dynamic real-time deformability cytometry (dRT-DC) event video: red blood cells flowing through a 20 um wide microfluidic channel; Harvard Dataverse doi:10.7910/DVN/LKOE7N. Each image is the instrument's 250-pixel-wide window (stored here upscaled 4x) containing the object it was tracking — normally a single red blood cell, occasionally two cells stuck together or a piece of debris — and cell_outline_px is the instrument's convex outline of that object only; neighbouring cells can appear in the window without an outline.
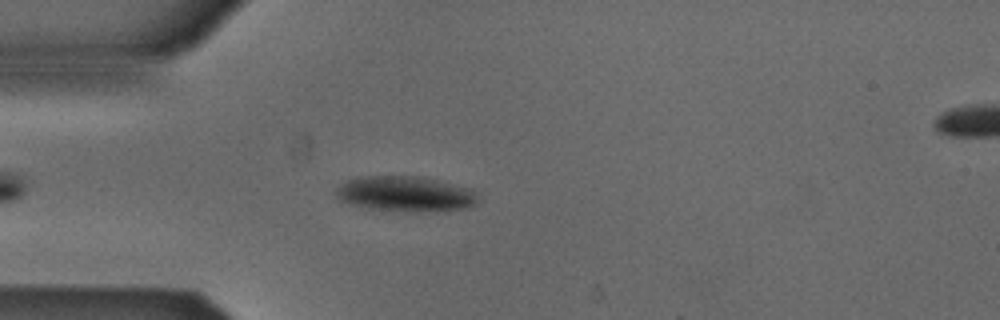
{"species": "Egyptian fruit bat (a non-hibernating species)", "species_latin": "Rousettus aegyptiacus", "temperature_condition": "cold", "stored_images_in_passage": 44, "camera_frame_rate_fps": 3000, "um_per_image_px": 0.085, "animal": {"sex": "male"}, "frame": {"image": 1, "passage_image": 8, "time_ms": 2.333, "image_size_px": [1000, 320], "cell_outline_px": [[476, 204], [468, 208], [444, 212], [404, 212], [368, 208], [352, 204], [340, 200], [336, 196], [336, 188], [340, 184], [348, 180], [360, 176], [420, 176], [468, 188], [476, 192]], "centroid_in_image_um": [34.47, 16.5], "position_along_channel_um": 50.5, "area_um2": 29.54}}
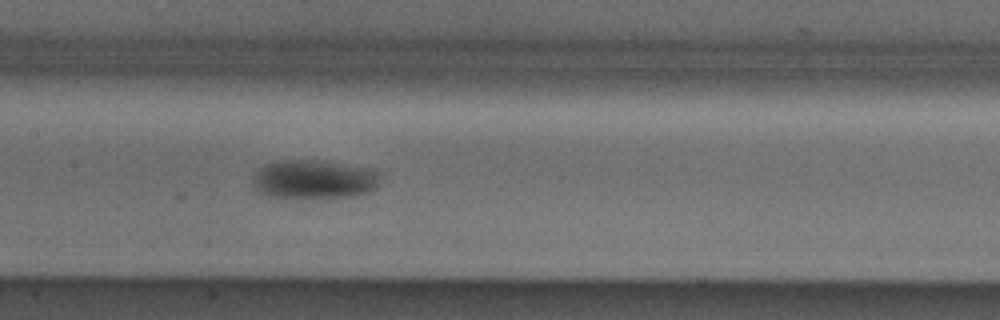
{"frame": {"image": 2, "passage_image": 19, "time_ms": 6.0, "image_size_px": [1000, 320], "cell_outline_px": [[384, 172], [376, 188], [368, 192], [356, 196], [268, 196], [252, 188], [252, 180], [256, 172], [260, 168], [268, 164], [284, 160], [324, 160], [376, 168]], "centroid_in_image_um": [26.8, 15.2], "position_along_channel_um": 180.6, "area_um2": 29.02}}
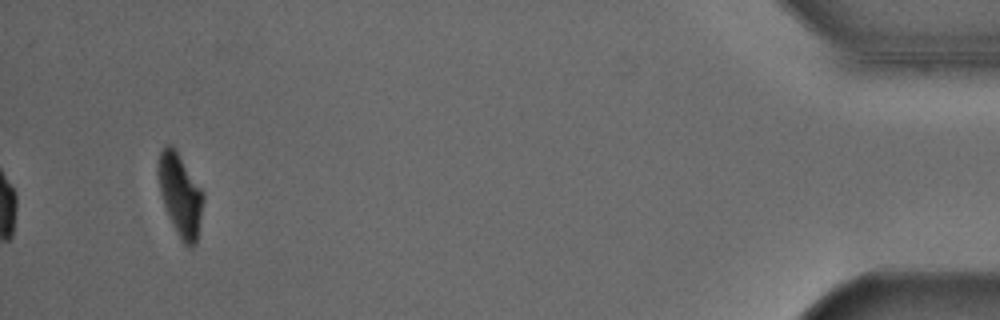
{"frame": {"image": 3, "passage_image": 44, "time_ms": 14.333, "image_size_px": [1000, 320], "cell_outline_px": [[204, 200], [196, 244], [192, 248], [188, 248], [184, 244], [176, 232], [172, 224], [164, 204], [160, 192], [156, 168], [160, 152], [168, 144], [176, 152], [204, 192]], "centroid_in_image_um": [15.32, 16.63], "position_along_channel_um": 419.9, "area_um2": 21.33}, "authors_computed_cell_mechanics": {"area_um2": 27.5128, "velocity_mm_per_s": 3.8336, "shape_relaxation_time_tau1_ms": 5.305, "shape_relaxation_time_tau2_ms": null, "deformation_change_tau1": 0.1256, "deformation_change_tau2": null}}